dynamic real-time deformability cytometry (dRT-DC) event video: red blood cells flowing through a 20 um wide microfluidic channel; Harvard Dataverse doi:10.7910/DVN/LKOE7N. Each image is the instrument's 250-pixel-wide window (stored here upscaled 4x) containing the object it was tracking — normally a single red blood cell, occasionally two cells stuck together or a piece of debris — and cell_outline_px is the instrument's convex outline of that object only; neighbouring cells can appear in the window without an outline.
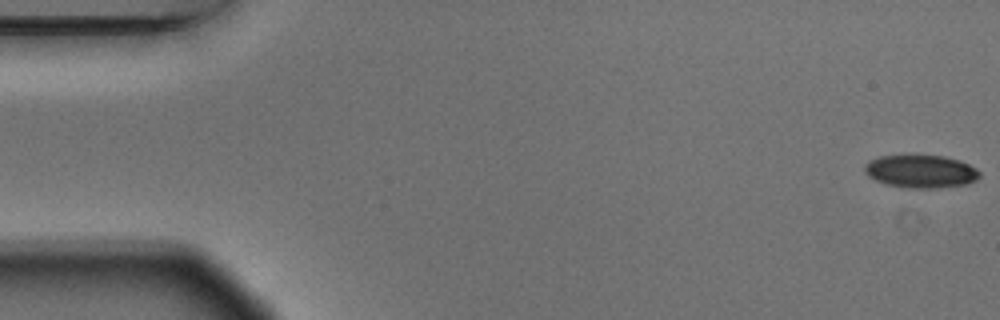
{"species": "Egyptian fruit bat (a non-hibernating species)", "species_latin": "Rousettus aegyptiacus", "temperature_condition": "warm", "stored_images_in_passage": 5, "camera_frame_rate_fps": 3000, "um_per_image_px": 0.085, "animal": {"sex": "male"}, "frame": {"image": 1, "passage_image": 1, "time_ms": 0.0, "image_size_px": [1000, 320], "cell_outline_px": [[980, 176], [976, 180], [968, 184], [940, 188], [904, 188], [884, 184], [868, 176], [864, 172], [864, 164], [880, 156], [944, 156], [968, 164], [976, 168], [980, 172]], "centroid_in_image_um": [78.27, 14.59], "position_along_channel_um": 6.7, "area_um2": 22.02}}
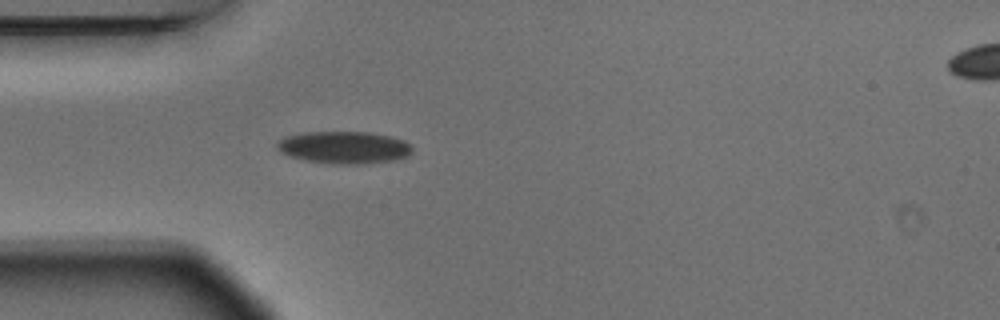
{"frame": {"image": 2, "passage_image": 5, "time_ms": 1.333, "image_size_px": [1000, 320], "cell_outline_px": [[412, 152], [408, 156], [392, 160], [360, 164], [328, 164], [304, 160], [280, 152], [276, 148], [276, 144], [280, 140], [288, 136], [308, 132], [368, 132], [388, 136], [404, 140], [412, 148]], "centroid_in_image_um": [29.24, 12.54], "position_along_channel_um": 55.8, "area_um2": 25.26}}